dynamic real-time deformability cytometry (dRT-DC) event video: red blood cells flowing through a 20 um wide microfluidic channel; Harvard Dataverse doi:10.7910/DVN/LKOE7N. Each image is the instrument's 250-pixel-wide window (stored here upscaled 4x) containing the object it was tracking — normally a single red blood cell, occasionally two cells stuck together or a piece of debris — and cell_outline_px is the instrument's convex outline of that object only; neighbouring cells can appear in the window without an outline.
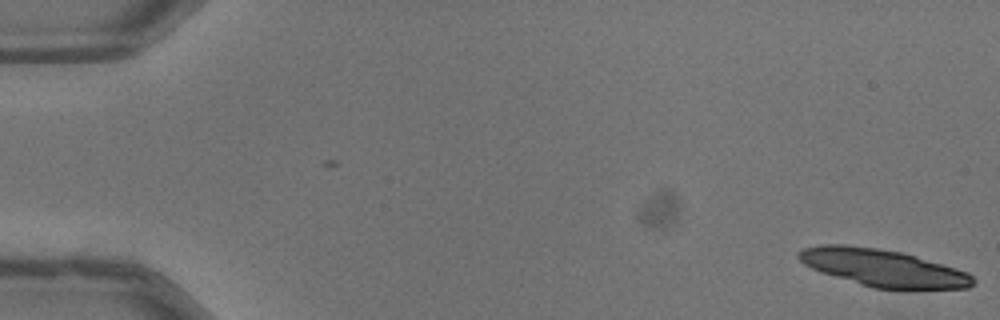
{"species": "common noctule bat (a hibernating species)", "species_latin": "Nyctalus noctula", "temperature_condition": "warm", "stored_images_in_passage": 2, "camera_frame_rate_fps": 3000, "um_per_image_px": 0.085, "animal": {"sex": "male", "body_mass_g": 13.3}, "frame": {"image": 1, "passage_image": 2, "time_ms": 0.333, "image_size_px": [1000, 320], "cell_outline_px": [[976, 280], [968, 288], [872, 288], [820, 272], [804, 264], [796, 256], [796, 252], [804, 248], [820, 244], [844, 244], [876, 248], [904, 252], [956, 268], [968, 272]], "centroid_in_image_um": [75.01, 22.75], "position_along_channel_um": 10.0, "area_um2": 37.69}}